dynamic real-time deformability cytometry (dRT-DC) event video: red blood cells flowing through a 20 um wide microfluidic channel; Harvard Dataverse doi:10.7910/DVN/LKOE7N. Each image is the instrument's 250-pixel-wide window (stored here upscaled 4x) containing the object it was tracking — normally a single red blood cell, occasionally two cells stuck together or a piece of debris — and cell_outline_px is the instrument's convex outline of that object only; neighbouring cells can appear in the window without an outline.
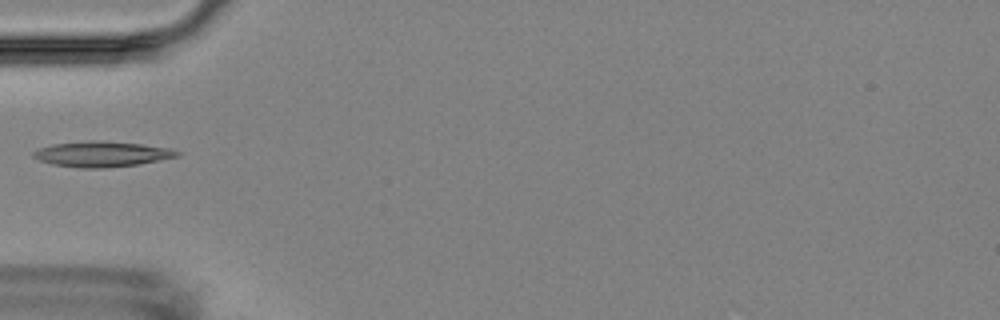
{"species": "Egyptian fruit bat (a non-hibernating species)", "species_latin": "Rousettus aegyptiacus", "temperature_condition": "room temperature", "stored_images_in_passage": 6, "camera_frame_rate_fps": 3000, "um_per_image_px": 0.085, "animal": {"sex": "female"}, "frame": {"image": 1, "passage_image": 6, "time_ms": 6.0, "image_size_px": [1000, 320], "cell_outline_px": [[180, 156], [136, 164], [104, 168], [80, 168], [52, 164], [40, 160], [32, 156], [32, 152], [36, 148], [52, 144], [92, 140], [96, 140], [140, 144], [168, 148], [180, 152]], "centroid_in_image_um": [8.59, 13.09], "position_along_channel_um": 76.4, "area_um2": 21.15}}